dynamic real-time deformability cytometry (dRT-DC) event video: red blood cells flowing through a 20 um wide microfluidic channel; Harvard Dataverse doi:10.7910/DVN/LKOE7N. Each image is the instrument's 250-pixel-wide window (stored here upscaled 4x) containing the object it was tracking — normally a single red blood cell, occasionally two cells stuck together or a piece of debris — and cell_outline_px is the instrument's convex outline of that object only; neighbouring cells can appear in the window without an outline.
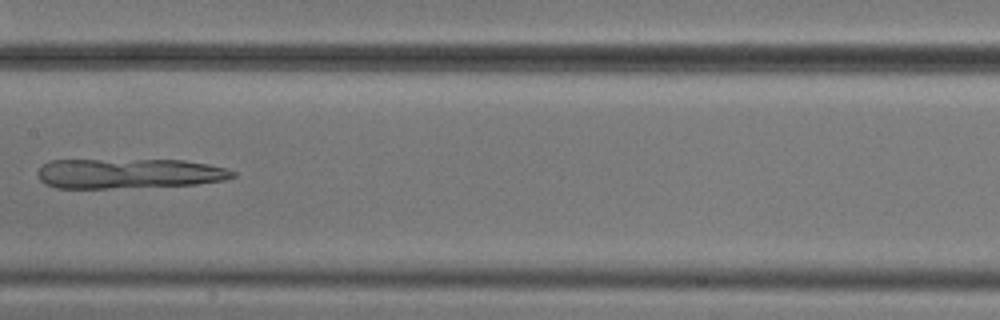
{"species": "common noctule bat (a hibernating species)", "species_latin": "Nyctalus noctula", "temperature_condition": "cold", "stored_images_in_passage": 9, "camera_frame_rate_fps": 3000, "um_per_image_px": 0.085, "animal": {"sex": "male", "body_mass_g": 20.5, "forearm_length_mm": 52.5}, "frame": {"image": 1, "passage_image": 8, "time_ms": 9.0, "image_size_px": [1000, 320], "cell_outline_px": [[236, 176], [228, 180], [196, 184], [108, 188], [56, 188], [44, 184], [40, 180], [36, 172], [44, 164], [52, 160], [184, 160], [208, 164], [224, 168], [236, 172]], "centroid_in_image_um": [10.96, 14.75], "position_along_channel_um": 196.4, "area_um2": 34.04}}
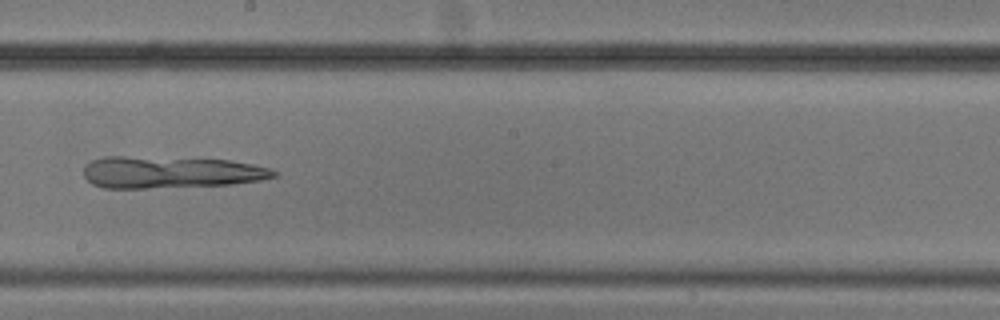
{"frame": {"image": 2, "passage_image": 9, "time_ms": 10.0, "image_size_px": [1000, 320], "cell_outline_px": [[280, 172], [276, 176], [260, 180], [232, 184], [144, 188], [104, 188], [92, 184], [84, 176], [84, 164], [88, 160], [104, 156], [124, 156], [228, 160], [252, 164], [268, 168]], "centroid_in_image_um": [14.43, 14.63], "position_along_channel_um": 233.8, "area_um2": 35.32}}